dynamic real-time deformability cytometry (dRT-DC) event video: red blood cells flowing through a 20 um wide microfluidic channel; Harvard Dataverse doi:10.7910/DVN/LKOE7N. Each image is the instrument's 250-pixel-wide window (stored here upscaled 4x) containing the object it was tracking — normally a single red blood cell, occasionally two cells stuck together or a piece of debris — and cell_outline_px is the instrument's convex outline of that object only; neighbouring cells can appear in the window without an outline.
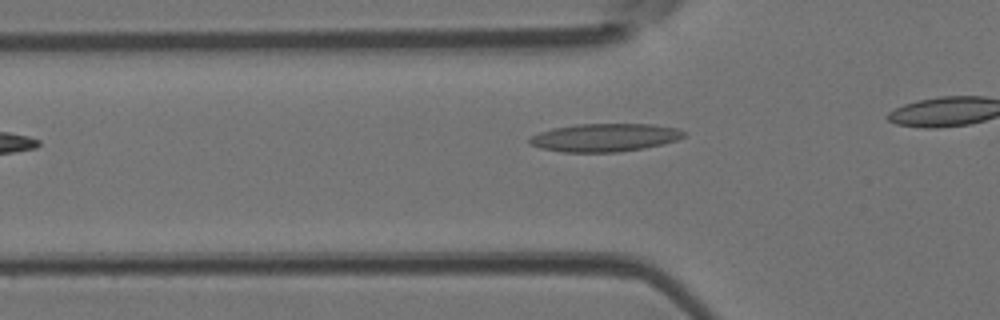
{"species": "Egyptian fruit bat (a non-hibernating species)", "species_latin": "Rousettus aegyptiacus", "temperature_condition": "room temperature", "stored_images_in_passage": 24, "camera_frame_rate_fps": 3000, "um_per_image_px": 0.085, "animal": {"sex": "female"}, "frame": {"image": 1, "passage_image": 2, "time_ms": 0.333, "image_size_px": [1000, 320], "cell_outline_px": [[684, 136], [676, 140], [664, 144], [644, 148], [620, 152], [560, 152], [540, 148], [528, 144], [528, 140], [532, 136], [540, 132], [552, 128], [576, 124], [652, 124], [676, 128], [684, 132]], "centroid_in_image_um": [51.37, 11.7], "position_along_channel_um": 74.4, "area_um2": 25.32}}
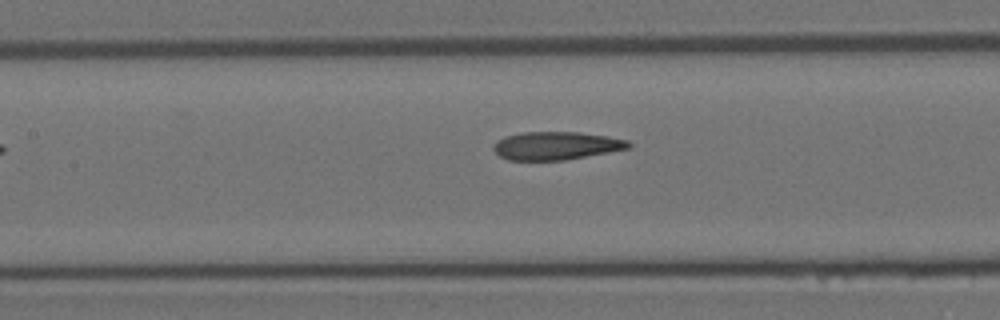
{"frame": {"image": 2, "passage_image": 8, "time_ms": 2.333, "image_size_px": [1000, 320], "cell_outline_px": [[632, 144], [628, 148], [608, 152], [564, 160], [508, 160], [500, 156], [492, 148], [496, 140], [504, 136], [520, 132], [580, 132], [608, 136], [628, 140]], "centroid_in_image_um": [47.24, 12.37], "position_along_channel_um": 160.2, "area_um2": 22.14}}
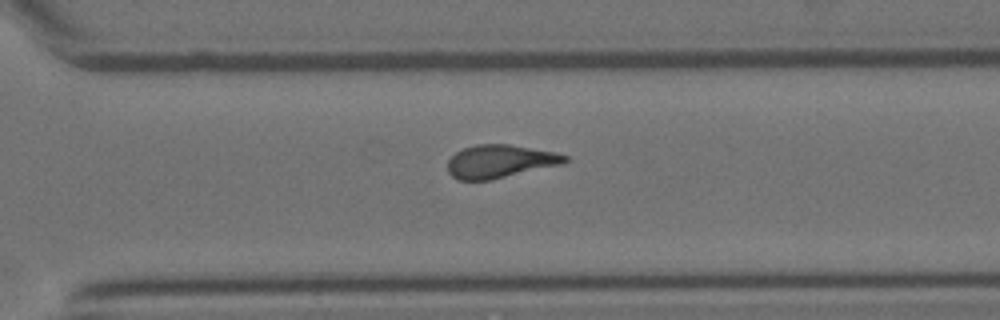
{"frame": {"image": 3, "passage_image": 20, "time_ms": 6.333, "image_size_px": [1000, 320], "cell_outline_px": [[568, 160], [564, 164], [492, 180], [456, 180], [448, 172], [448, 160], [456, 152], [464, 148], [476, 144], [508, 144], [556, 152], [568, 156]], "centroid_in_image_um": [42.51, 13.72], "position_along_channel_um": 328.1, "area_um2": 22.83}}